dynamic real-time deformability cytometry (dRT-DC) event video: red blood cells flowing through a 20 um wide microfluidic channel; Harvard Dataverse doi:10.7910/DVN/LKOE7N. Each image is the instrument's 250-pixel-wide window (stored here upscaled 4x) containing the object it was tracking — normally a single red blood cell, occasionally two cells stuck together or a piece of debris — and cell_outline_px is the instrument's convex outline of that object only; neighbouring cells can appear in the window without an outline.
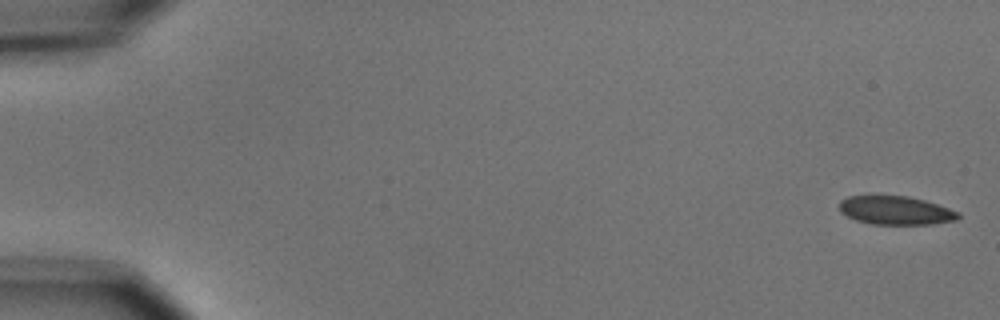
{"species": "common noctule bat (a hibernating species)", "species_latin": "Nyctalus noctula", "temperature_condition": "cold", "stored_images_in_passage": 8, "camera_frame_rate_fps": 3000, "um_per_image_px": 0.085, "animal": {"sex": "male", "body_mass_g": 15.6}, "frame": {"image": 1, "passage_image": 1, "time_ms": 0.0, "image_size_px": [1000, 320], "cell_outline_px": [[960, 216], [956, 220], [932, 224], [872, 224], [856, 220], [840, 212], [840, 200], [848, 196], [868, 192], [908, 196], [924, 200], [960, 212]], "centroid_in_image_um": [76.06, 17.83], "position_along_channel_um": 8.9, "area_um2": 20.52}}
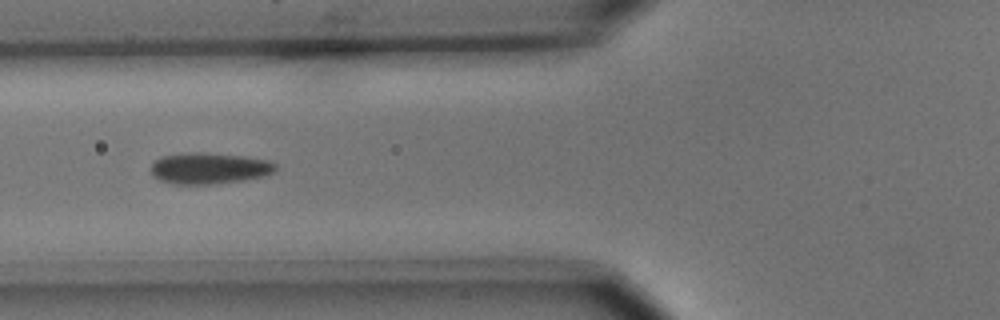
{"frame": {"image": 2, "passage_image": 6, "time_ms": 6.667, "image_size_px": [1000, 320], "cell_outline_px": [[276, 168], [272, 172], [264, 176], [244, 180], [208, 184], [172, 184], [160, 180], [152, 176], [152, 164], [160, 156], [188, 152], [200, 152], [244, 156], [268, 160], [276, 164]], "centroid_in_image_um": [17.76, 14.3], "position_along_channel_um": 108.0, "area_um2": 22.66}}
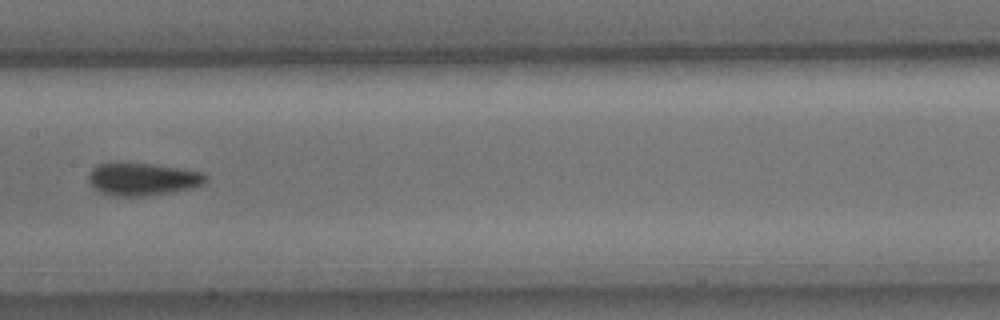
{"frame": {"image": 3, "passage_image": 8, "time_ms": 9.0, "image_size_px": [1000, 320], "cell_outline_px": [[208, 180], [204, 184], [192, 188], [172, 192], [144, 196], [112, 196], [100, 192], [88, 180], [88, 172], [92, 168], [100, 164], [148, 164], [180, 168], [204, 172], [208, 176]], "centroid_in_image_um": [12.17, 15.24], "position_along_channel_um": 195.2, "area_um2": 22.08}}